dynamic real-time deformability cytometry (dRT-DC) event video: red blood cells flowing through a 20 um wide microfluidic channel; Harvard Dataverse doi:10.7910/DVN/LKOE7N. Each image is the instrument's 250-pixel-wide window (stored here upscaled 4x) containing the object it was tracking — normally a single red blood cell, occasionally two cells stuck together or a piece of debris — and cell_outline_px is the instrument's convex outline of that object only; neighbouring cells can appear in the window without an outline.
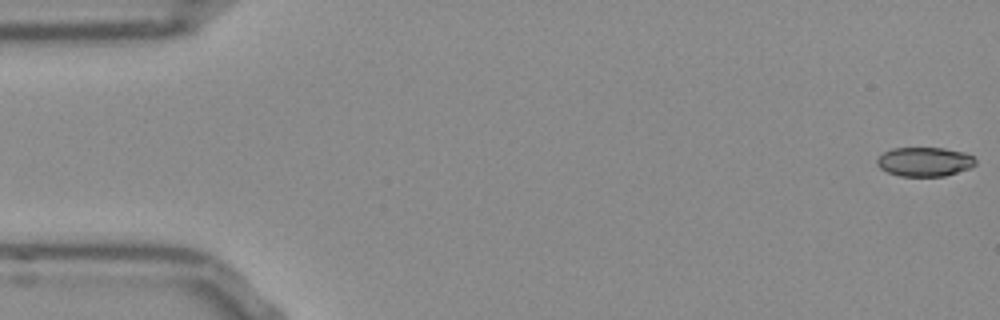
{"species": "Egyptian fruit bat (a non-hibernating species)", "species_latin": "Rousettus aegyptiacus", "temperature_condition": "room temperature", "stored_images_in_passage": 54, "camera_frame_rate_fps": 3000, "um_per_image_px": 0.085, "frame": {"image": 1, "passage_image": 1, "time_ms": 0.0, "image_size_px": [1000, 320], "cell_outline_px": [[976, 164], [968, 168], [944, 176], [900, 176], [888, 172], [880, 168], [876, 164], [876, 160], [884, 152], [892, 148], [944, 148], [964, 152], [972, 156], [976, 160]], "centroid_in_image_um": [78.57, 13.74], "position_along_channel_um": 6.4, "area_um2": 16.65}}
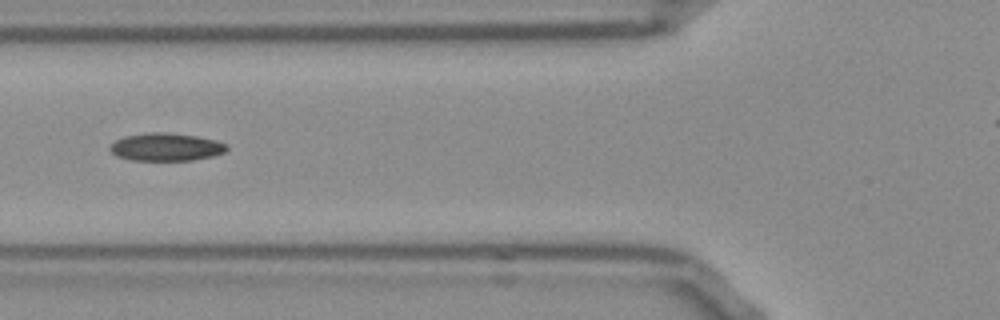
{"frame": {"image": 2, "passage_image": 20, "time_ms": 6.333, "image_size_px": [1000, 320], "cell_outline_px": [[228, 148], [224, 152], [212, 156], [192, 160], [128, 160], [116, 156], [108, 148], [116, 140], [124, 136], [148, 132], [164, 132], [196, 136], [216, 140], [228, 144]], "centroid_in_image_um": [14.1, 12.49], "position_along_channel_um": 111.7, "area_um2": 18.96}}
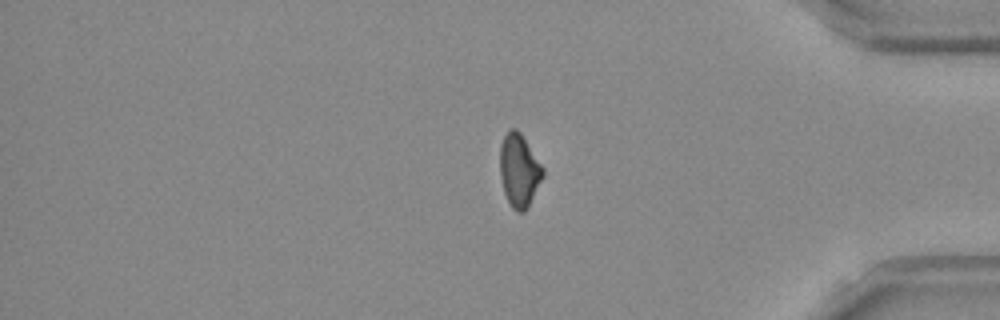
{"frame": {"image": 3, "passage_image": 44, "time_ms": 14.333, "image_size_px": [1000, 320], "cell_outline_px": [[544, 176], [524, 212], [516, 212], [512, 208], [504, 192], [500, 176], [500, 144], [504, 136], [512, 128], [516, 128], [520, 132], [544, 168]], "centroid_in_image_um": [44.12, 14.48], "position_along_channel_um": 391.1, "area_um2": 18.09}, "authors_computed_cell_mechanics": {"area_um2": 18.0914, "velocity_mm_per_s": 3.8304, "shape_relaxation_time_tau1_ms": null, "shape_relaxation_time_tau2_ms": 9.1964, "deformation_change_tau1": null, "deformation_change_tau2": 0.1337}}